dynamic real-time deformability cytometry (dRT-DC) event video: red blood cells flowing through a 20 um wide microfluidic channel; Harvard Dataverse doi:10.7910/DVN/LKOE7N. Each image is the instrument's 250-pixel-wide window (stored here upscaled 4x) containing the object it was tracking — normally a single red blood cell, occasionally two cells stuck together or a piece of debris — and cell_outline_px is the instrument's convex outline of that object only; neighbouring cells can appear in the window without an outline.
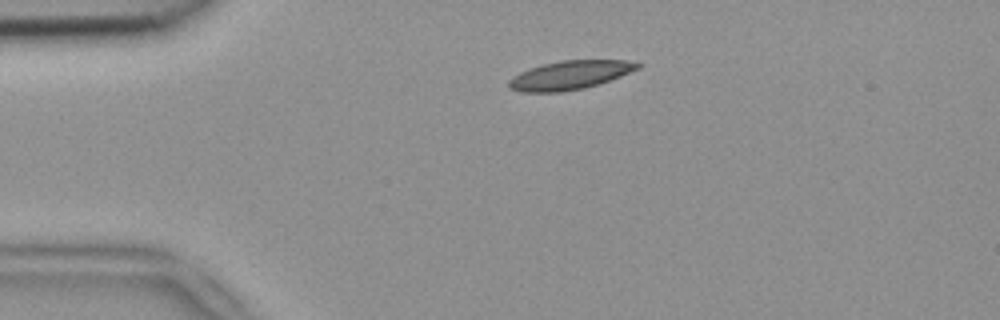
{"species": "common noctule bat (a hibernating species)", "species_latin": "Nyctalus noctula", "temperature_condition": "room temperature", "stored_images_in_passage": 2, "camera_frame_rate_fps": 3000, "um_per_image_px": 0.085, "animal": {"sex": "female", "body_mass_g": 18.4}, "frame": {"image": 1, "passage_image": 1, "time_ms": 0.0, "image_size_px": [1000, 320], "cell_outline_px": [[644, 64], [640, 68], [600, 84], [584, 88], [564, 92], [520, 92], [508, 88], [508, 80], [512, 76], [528, 68], [560, 60], [624, 60]], "centroid_in_image_um": [48.42, 6.39], "position_along_channel_um": 36.6, "area_um2": 21.79}}